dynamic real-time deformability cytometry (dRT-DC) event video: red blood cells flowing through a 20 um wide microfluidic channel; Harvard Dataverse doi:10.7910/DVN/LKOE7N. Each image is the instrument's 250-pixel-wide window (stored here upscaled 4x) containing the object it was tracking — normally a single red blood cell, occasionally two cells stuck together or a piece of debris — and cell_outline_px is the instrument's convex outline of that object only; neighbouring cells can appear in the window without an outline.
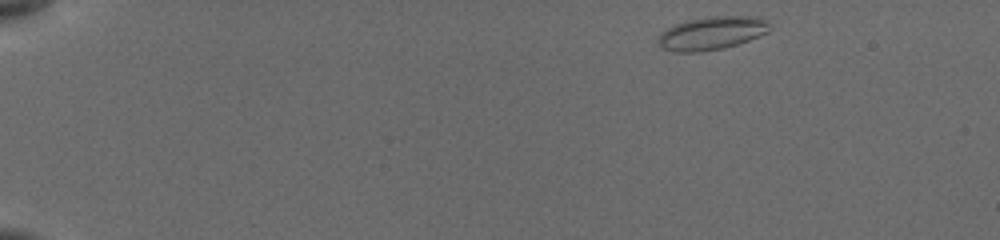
{"species": "common noctule bat (a hibernating species)", "species_latin": "Nyctalus noctula", "temperature_condition": "cold", "stored_images_in_passage": 23, "camera_frame_rate_fps": 3000, "um_per_image_px": 0.085, "animal": {"sex": "female", "body_mass_g": 19.5, "forearm_length_mm": 54.1}, "frame": {"image": 1, "passage_image": 1, "time_ms": 0.0, "image_size_px": [1000, 240], "cell_outline_px": [[772, 28], [768, 32], [748, 40], [724, 48], [700, 52], [676, 52], [664, 48], [660, 44], [656, 36], [660, 32], [684, 20], [712, 16], [756, 16], [764, 20]], "centroid_in_image_um": [60.48, 2.81], "position_along_channel_um": 24.5, "area_um2": 21.56}}